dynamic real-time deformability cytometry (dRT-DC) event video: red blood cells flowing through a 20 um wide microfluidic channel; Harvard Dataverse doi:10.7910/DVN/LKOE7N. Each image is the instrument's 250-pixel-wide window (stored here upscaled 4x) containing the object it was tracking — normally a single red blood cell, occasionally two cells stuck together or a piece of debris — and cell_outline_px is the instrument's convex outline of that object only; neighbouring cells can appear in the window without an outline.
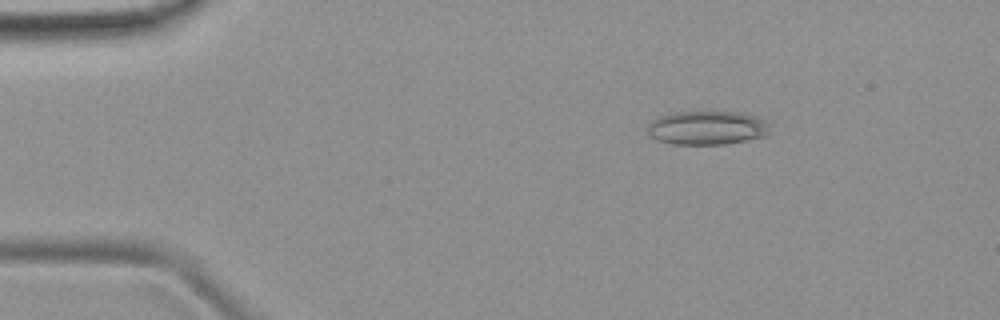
{"species": "common noctule bat (a hibernating species)", "species_latin": "Nyctalus noctula", "temperature_condition": "room temperature", "stored_images_in_passage": 5, "camera_frame_rate_fps": 3000, "um_per_image_px": 0.085, "animal": {"sex": "female", "body_mass_g": 19.9}, "frame": {"image": 1, "passage_image": 3, "time_ms": 2.333, "image_size_px": [1000, 320], "cell_outline_px": [[772, 124], [768, 136], [724, 144], [672, 144], [660, 140], [652, 136], [648, 132], [648, 124], [652, 120], [660, 116], [672, 112], [744, 112], [756, 116]], "centroid_in_image_um": [60.18, 10.86], "position_along_channel_um": 24.8, "area_um2": 24.28}}